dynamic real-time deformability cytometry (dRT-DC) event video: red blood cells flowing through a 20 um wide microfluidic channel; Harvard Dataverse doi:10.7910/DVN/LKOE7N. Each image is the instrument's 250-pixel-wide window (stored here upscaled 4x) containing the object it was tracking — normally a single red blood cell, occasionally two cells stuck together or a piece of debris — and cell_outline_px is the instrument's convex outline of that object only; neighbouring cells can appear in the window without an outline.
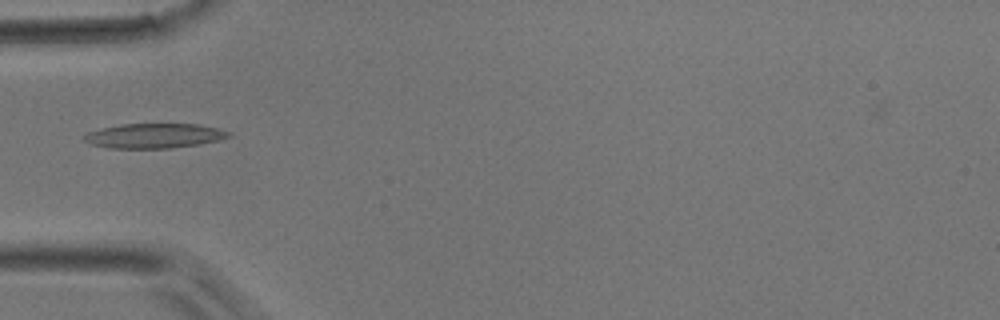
{"species": "common noctule bat (a hibernating species)", "species_latin": "Nyctalus noctula", "temperature_condition": "room temperature", "stored_images_in_passage": 27, "camera_frame_rate_fps": 3000, "um_per_image_px": 0.085, "animal": {"sex": "male", "body_mass_g": 17.9}, "frame": {"image": 1, "passage_image": 1, "time_ms": 0.0, "image_size_px": [1000, 320], "cell_outline_px": [[232, 136], [200, 144], [168, 148], [108, 148], [88, 144], [84, 140], [84, 136], [88, 132], [120, 124], [200, 124], [220, 128], [232, 132]], "centroid_in_image_um": [13.14, 11.54], "position_along_channel_um": 71.9, "area_um2": 20.87}}
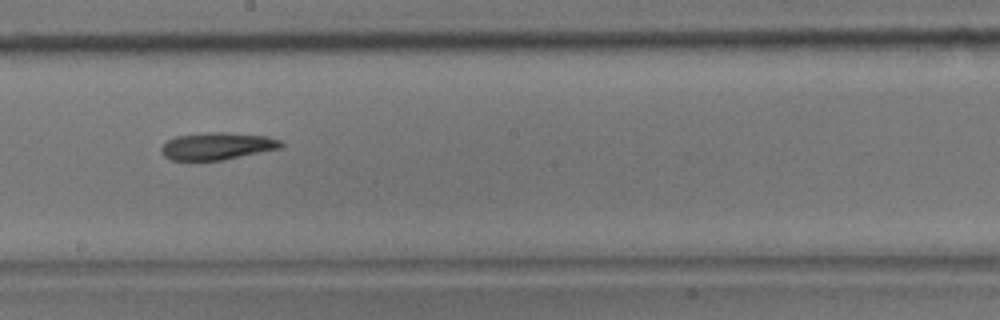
{"frame": {"image": 2, "passage_image": 12, "time_ms": 3.667, "image_size_px": [1000, 320], "cell_outline_px": [[284, 144], [280, 148], [224, 160], [168, 160], [160, 152], [160, 148], [168, 140], [176, 136], [212, 132], [224, 132], [268, 136], [280, 140]], "centroid_in_image_um": [18.45, 12.42], "position_along_channel_um": 229.8, "area_um2": 19.02}}
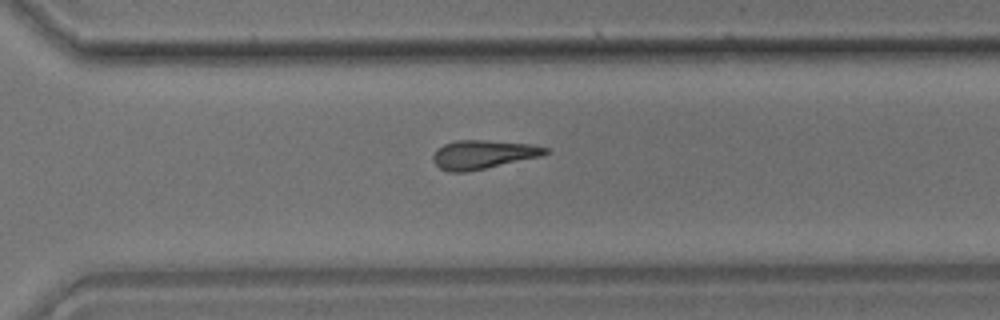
{"frame": {"image": 3, "passage_image": 19, "time_ms": 6.0, "image_size_px": [1000, 320], "cell_outline_px": [[552, 152], [540, 156], [484, 168], [464, 172], [448, 172], [440, 168], [432, 160], [432, 156], [436, 148], [444, 144], [456, 140], [484, 140], [528, 144], [548, 148]], "centroid_in_image_um": [41.01, 13.12], "position_along_channel_um": 329.6, "area_um2": 18.61}}